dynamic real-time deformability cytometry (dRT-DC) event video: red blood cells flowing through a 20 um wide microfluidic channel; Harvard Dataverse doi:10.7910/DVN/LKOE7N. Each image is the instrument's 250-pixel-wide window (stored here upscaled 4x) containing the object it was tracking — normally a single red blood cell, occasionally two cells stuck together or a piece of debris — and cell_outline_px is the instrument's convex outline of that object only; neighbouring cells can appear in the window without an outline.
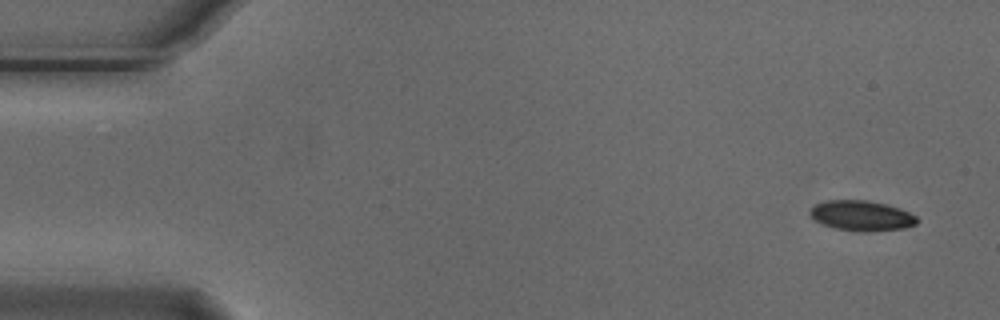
{"species": "Egyptian fruit bat (a non-hibernating species)", "species_latin": "Rousettus aegyptiacus", "temperature_condition": "cold", "stored_images_in_passage": 7, "camera_frame_rate_fps": 3000, "um_per_image_px": 0.085, "animal": {"sex": "male"}, "frame": {"image": 1, "passage_image": 1, "time_ms": 0.0, "image_size_px": [1000, 320], "cell_outline_px": [[920, 220], [916, 224], [904, 228], [872, 232], [860, 232], [836, 228], [820, 224], [812, 220], [808, 212], [816, 204], [828, 200], [868, 200], [900, 208], [916, 216]], "centroid_in_image_um": [73.22, 18.35], "position_along_channel_um": 11.8, "area_um2": 19.07}}
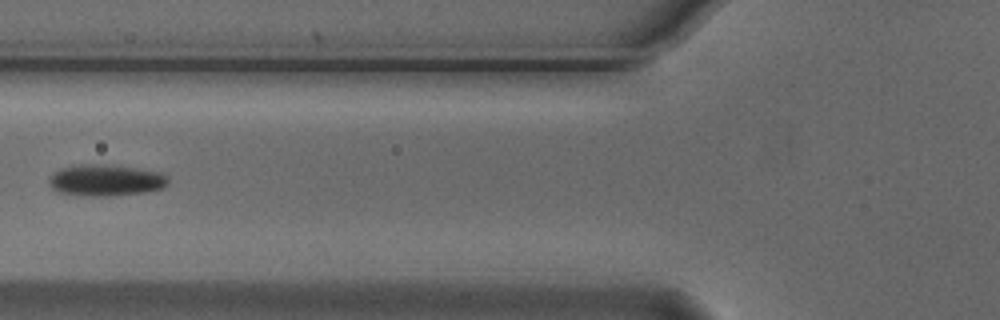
{"frame": {"image": 2, "passage_image": 6, "time_ms": 1.667, "image_size_px": [1000, 320], "cell_outline_px": [[168, 184], [164, 188], [144, 192], [112, 196], [92, 196], [56, 192], [52, 188], [48, 180], [60, 168], [80, 164], [100, 164], [132, 168], [160, 172], [168, 176]], "centroid_in_image_um": [9.0, 15.33], "position_along_channel_um": 116.8, "area_um2": 21.68}}
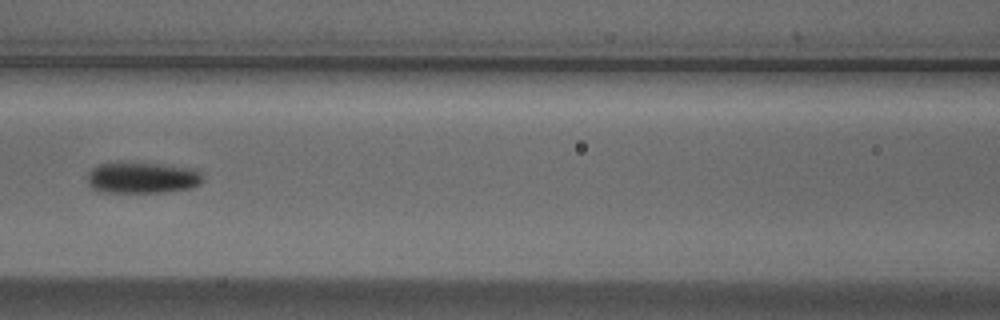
{"frame": {"image": 3, "passage_image": 7, "time_ms": 2.0, "image_size_px": [1000, 320], "cell_outline_px": [[204, 180], [200, 184], [192, 188], [164, 192], [104, 192], [92, 188], [88, 184], [88, 172], [92, 168], [100, 164], [116, 160], [164, 164], [196, 168], [204, 176]], "centroid_in_image_um": [12.11, 15.07], "position_along_channel_um": 154.5, "area_um2": 21.79}}